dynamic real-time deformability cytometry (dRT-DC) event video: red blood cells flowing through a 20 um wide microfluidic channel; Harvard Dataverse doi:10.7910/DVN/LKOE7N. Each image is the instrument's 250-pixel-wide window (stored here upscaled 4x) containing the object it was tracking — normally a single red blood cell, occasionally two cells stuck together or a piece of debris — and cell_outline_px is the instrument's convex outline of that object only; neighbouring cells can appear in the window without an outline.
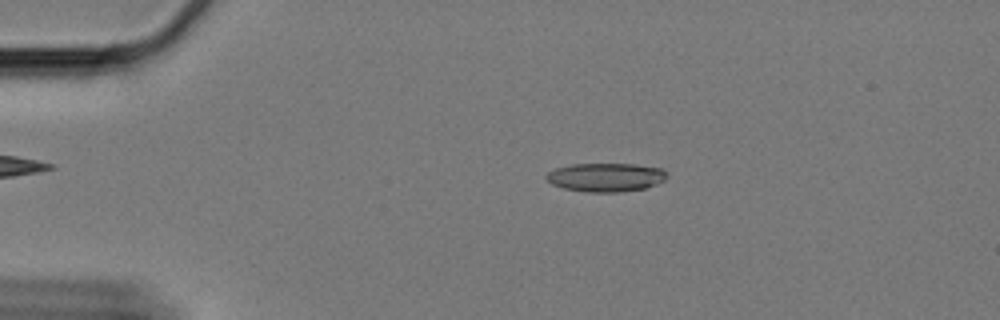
{"species": "Egyptian fruit bat (a non-hibernating species)", "species_latin": "Rousettus aegyptiacus", "temperature_condition": "cold", "stored_images_in_passage": 60, "camera_frame_rate_fps": 3000, "um_per_image_px": 0.085, "animal": {"sex": "female"}, "frame": {"image": 1, "passage_image": 12, "time_ms": 3.667, "image_size_px": [1000, 320], "cell_outline_px": [[668, 176], [664, 180], [656, 184], [644, 188], [620, 192], [588, 192], [564, 188], [552, 184], [544, 176], [548, 172], [556, 168], [572, 164], [632, 164], [660, 168]], "centroid_in_image_um": [51.47, 15.07], "position_along_channel_um": 33.5, "area_um2": 19.94}}
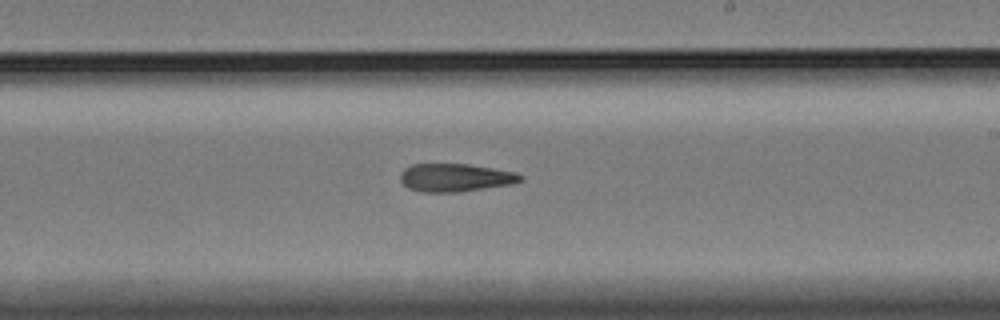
{"frame": {"image": 2, "passage_image": 36, "time_ms": 11.667, "image_size_px": [1000, 320], "cell_outline_px": [[524, 180], [508, 184], [460, 192], [420, 192], [408, 188], [400, 180], [400, 172], [404, 168], [412, 164], [468, 164], [516, 172], [524, 176]], "centroid_in_image_um": [38.67, 15.09], "position_along_channel_um": 250.3, "area_um2": 19.65}}
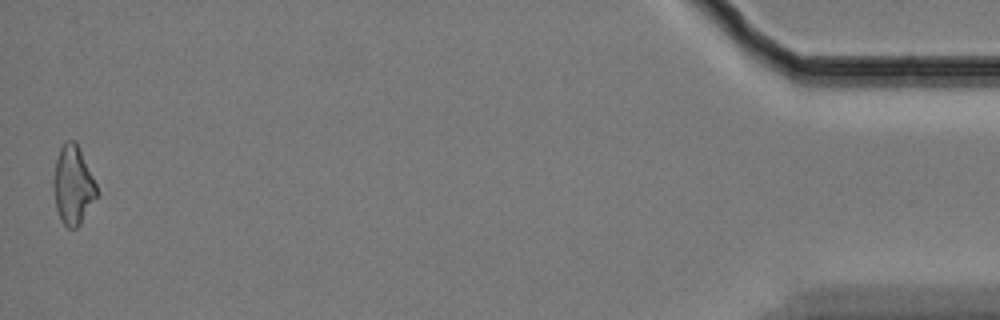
{"frame": {"image": 3, "passage_image": 60, "time_ms": 19.667, "image_size_px": [1000, 320], "cell_outline_px": [[96, 196], [80, 224], [76, 228], [68, 228], [60, 220], [56, 208], [52, 184], [52, 180], [56, 160], [60, 148], [68, 140], [72, 140], [76, 144], [96, 184]], "centroid_in_image_um": [6.16, 15.78], "position_along_channel_um": 429.0, "area_um2": 19.25}, "authors_computed_cell_mechanics": {"area_um2": 19.7676, "velocity_mm_per_s": 3.2995, "shape_relaxation_time_tau1_ms": null, "shape_relaxation_time_tau2_ms": 9.9611, "deformation_change_tau1": null, "deformation_change_tau2": 0.2279}}